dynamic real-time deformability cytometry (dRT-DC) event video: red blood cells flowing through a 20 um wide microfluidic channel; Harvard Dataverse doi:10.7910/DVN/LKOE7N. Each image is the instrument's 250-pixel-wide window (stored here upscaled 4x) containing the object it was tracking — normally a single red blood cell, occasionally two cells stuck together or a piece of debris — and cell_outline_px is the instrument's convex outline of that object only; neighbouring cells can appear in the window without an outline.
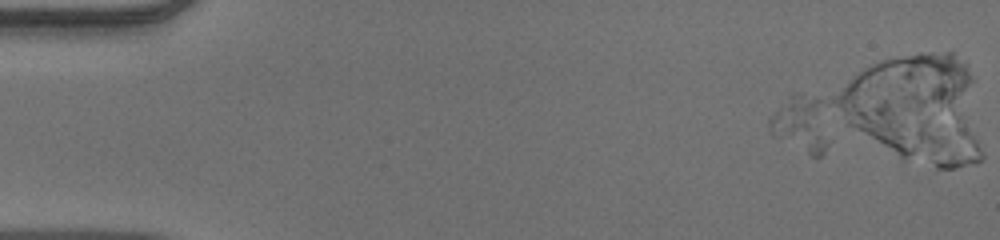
{"species": "human", "species_latin": "Homo sapiens", "temperature_condition": "warm", "stored_images_in_passage": 5, "camera_frame_rate_fps": 3000, "um_per_image_px": 0.085, "donor": {"sex": "male"}, "frame": {"image": 1, "passage_image": 2, "time_ms": 0.333, "image_size_px": [1000, 240], "cell_outline_px": [[824, 152], [820, 156], [812, 156], [772, 136], [768, 132], [768, 120], [792, 92], [800, 92], [820, 100], [824, 144]], "centroid_in_image_um": [67.94, 10.52], "position_along_channel_um": 17.1, "area_um2": 18.44}}